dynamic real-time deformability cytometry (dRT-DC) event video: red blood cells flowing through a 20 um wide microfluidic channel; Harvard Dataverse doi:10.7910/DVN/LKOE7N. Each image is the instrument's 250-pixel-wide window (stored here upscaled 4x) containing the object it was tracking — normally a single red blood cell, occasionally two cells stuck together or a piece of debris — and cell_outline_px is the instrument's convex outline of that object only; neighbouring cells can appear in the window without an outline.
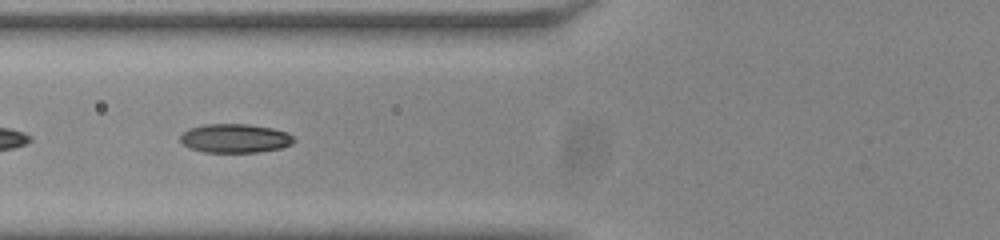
{"species": "common noctule bat (a hibernating species)", "species_latin": "Nyctalus noctula", "temperature_condition": "room temperature", "stored_images_in_passage": 11, "camera_frame_rate_fps": 3000, "um_per_image_px": 0.085, "animal": {"sex": "male", "body_mass_g": 20.0, "forearm_length_mm": 53.3}, "frame": {"image": 1, "passage_image": 5, "time_ms": 1.333, "image_size_px": [1000, 240], "cell_outline_px": [[296, 140], [292, 144], [280, 148], [260, 152], [204, 152], [188, 148], [180, 140], [180, 136], [188, 128], [204, 124], [248, 124], [272, 128], [288, 132]], "centroid_in_image_um": [19.98, 11.75], "position_along_channel_um": 105.8, "area_um2": 19.25}}
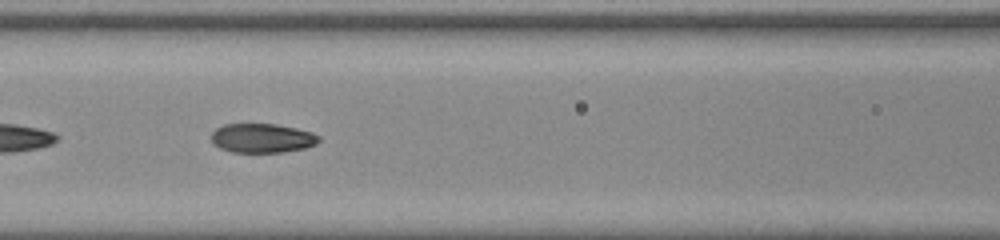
{"frame": {"image": 2, "passage_image": 8, "time_ms": 2.333, "image_size_px": [1000, 240], "cell_outline_px": [[320, 140], [316, 144], [304, 148], [284, 152], [232, 152], [220, 148], [212, 140], [212, 132], [216, 128], [224, 124], [276, 124], [296, 128], [312, 132], [320, 136]], "centroid_in_image_um": [22.31, 11.74], "position_along_channel_um": 144.3, "area_um2": 18.26}}